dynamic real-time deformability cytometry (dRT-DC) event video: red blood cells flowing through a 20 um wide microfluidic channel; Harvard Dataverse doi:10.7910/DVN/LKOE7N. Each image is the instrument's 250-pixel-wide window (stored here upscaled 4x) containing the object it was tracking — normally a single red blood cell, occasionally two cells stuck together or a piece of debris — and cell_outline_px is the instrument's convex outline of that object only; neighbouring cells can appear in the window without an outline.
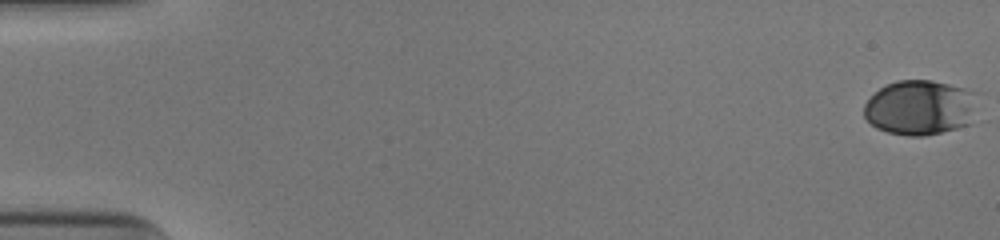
{"species": "human", "species_latin": "Homo sapiens", "temperature_condition": "cold", "stored_images_in_passage": 53, "camera_frame_rate_fps": 3000, "um_per_image_px": 0.085, "donor": {"sex": "male"}, "frame": {"image": 1, "passage_image": 1, "time_ms": 0.0, "image_size_px": [1000, 240], "cell_outline_px": [[980, 92], [972, 124], [924, 136], [908, 136], [888, 132], [876, 128], [864, 116], [864, 104], [880, 88], [896, 80], [932, 80]], "centroid_in_image_um": [78.27, 9.14], "position_along_channel_um": 6.7, "area_um2": 36.82}}
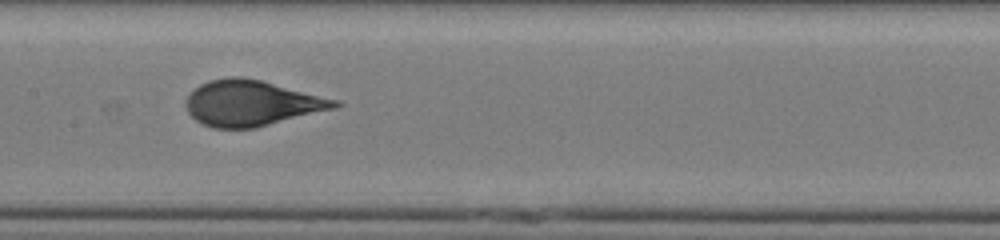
{"frame": {"image": 2, "passage_image": 28, "time_ms": 9.0, "image_size_px": [1000, 240], "cell_outline_px": [[344, 104], [336, 108], [256, 128], [212, 128], [200, 124], [188, 112], [188, 96], [200, 84], [208, 80], [232, 76], [236, 76], [260, 80], [340, 100]], "centroid_in_image_um": [21.43, 8.78], "position_along_channel_um": 186.0, "area_um2": 39.42}}
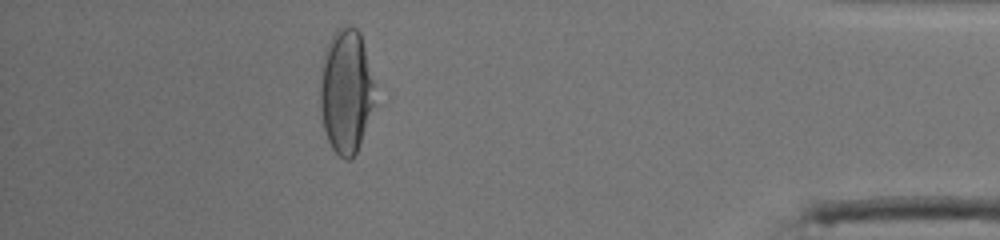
{"frame": {"image": 3, "passage_image": 48, "time_ms": 15.667, "image_size_px": [1000, 240], "cell_outline_px": [[372, 104], [360, 144], [356, 152], [348, 160], [340, 156], [332, 148], [328, 140], [324, 128], [320, 108], [320, 84], [324, 60], [328, 44], [336, 28], [356, 28], [360, 32], [364, 48], [372, 84]], "centroid_in_image_um": [29.37, 7.79], "position_along_channel_um": 405.8, "area_um2": 37.86}, "authors_computed_cell_mechanics": {"area_um2": 38.7838, "velocity_mm_per_s": 3.9311, "shape_relaxation_time_tau1_ms": 4.5241, "shape_relaxation_time_tau2_ms": null, "deformation_change_tau1": 0.1894, "deformation_change_tau2": null}}